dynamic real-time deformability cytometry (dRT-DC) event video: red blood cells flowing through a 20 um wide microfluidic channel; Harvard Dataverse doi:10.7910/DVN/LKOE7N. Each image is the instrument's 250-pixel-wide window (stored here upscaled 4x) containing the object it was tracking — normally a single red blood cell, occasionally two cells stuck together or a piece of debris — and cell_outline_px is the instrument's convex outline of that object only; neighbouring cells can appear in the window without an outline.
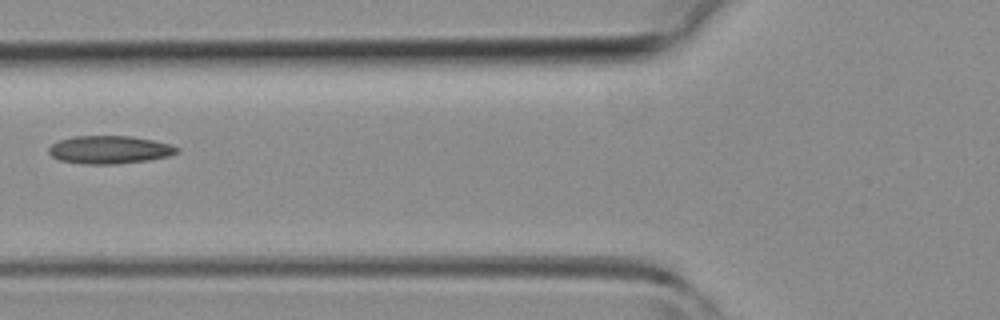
{"species": "common noctule bat (a hibernating species)", "species_latin": "Nyctalus noctula", "temperature_condition": "room temperature", "stored_images_in_passage": 4, "camera_frame_rate_fps": 3000, "um_per_image_px": 0.085, "animal": {"sex": "female", "body_mass_g": 19.3, "forearm_length_mm": 54.1}, "frame": {"image": 1, "passage_image": 4, "time_ms": 3.333, "image_size_px": [1000, 320], "cell_outline_px": [[180, 152], [168, 156], [148, 160], [116, 164], [84, 164], [60, 160], [52, 156], [48, 152], [48, 148], [52, 144], [60, 140], [72, 136], [132, 136], [172, 144], [180, 148]], "centroid_in_image_um": [9.33, 12.72], "position_along_channel_um": 116.5, "area_um2": 20.98}}